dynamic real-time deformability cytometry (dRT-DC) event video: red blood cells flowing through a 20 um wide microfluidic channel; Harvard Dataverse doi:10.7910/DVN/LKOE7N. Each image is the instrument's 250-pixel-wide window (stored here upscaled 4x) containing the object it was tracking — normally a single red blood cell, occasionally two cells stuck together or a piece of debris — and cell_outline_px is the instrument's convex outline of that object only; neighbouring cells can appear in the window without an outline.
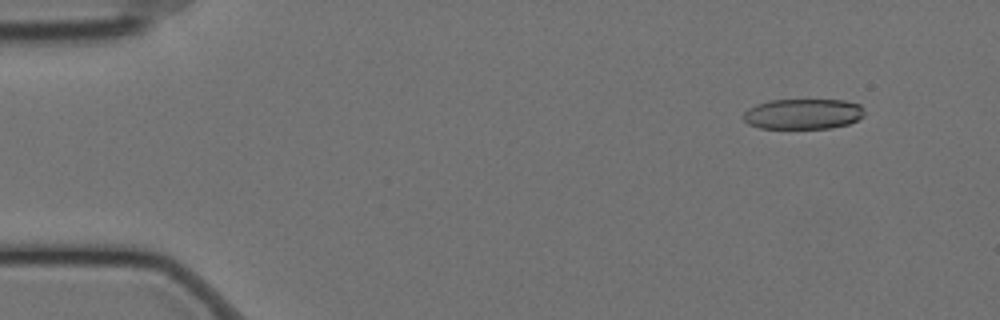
{"species": "Egyptian fruit bat (a non-hibernating species)", "species_latin": "Rousettus aegyptiacus", "temperature_condition": "cold", "stored_images_in_passage": 46, "camera_frame_rate_fps": 3000, "um_per_image_px": 0.085, "animal": {"sex": "female"}, "frame": {"image": 1, "passage_image": 6, "time_ms": 1.667, "image_size_px": [1000, 320], "cell_outline_px": [[864, 116], [848, 124], [832, 128], [760, 128], [748, 124], [744, 120], [744, 112], [748, 108], [756, 104], [768, 100], [844, 100], [860, 104], [864, 112]], "centroid_in_image_um": [68.25, 9.68], "position_along_channel_um": 16.7, "area_um2": 21.5}}
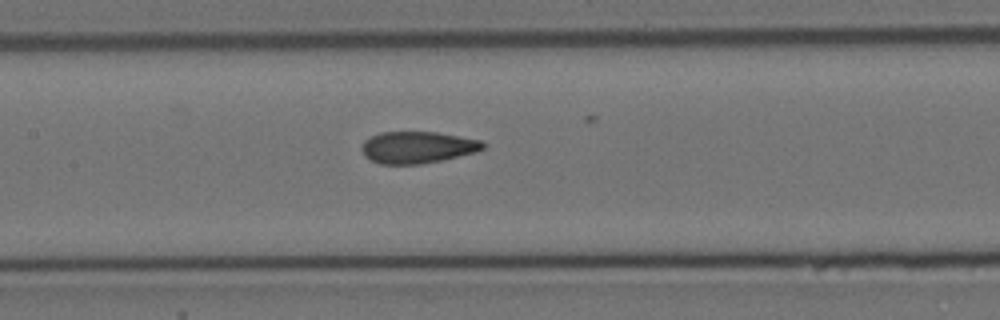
{"frame": {"image": 2, "passage_image": 28, "time_ms": 9.0, "image_size_px": [1000, 320], "cell_outline_px": [[484, 148], [476, 152], [440, 160], [420, 164], [380, 164], [364, 156], [360, 148], [364, 140], [380, 132], [436, 132], [484, 140]], "centroid_in_image_um": [35.47, 12.51], "position_along_channel_um": 171.9, "area_um2": 22.48}}
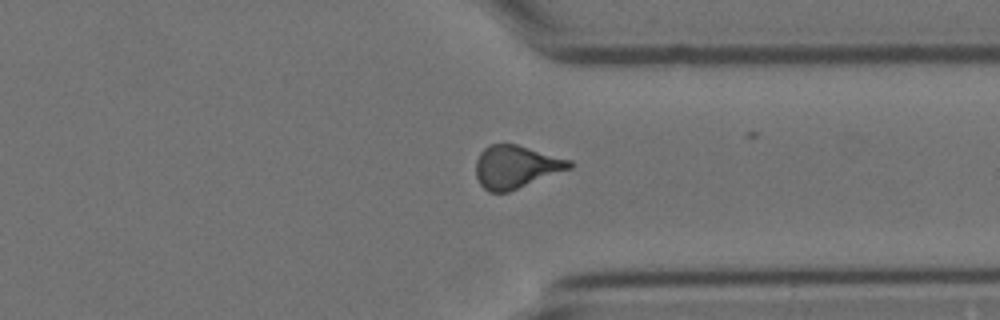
{"frame": {"image": 3, "passage_image": 45, "time_ms": 14.667, "image_size_px": [1000, 320], "cell_outline_px": [[572, 168], [508, 192], [488, 192], [480, 184], [476, 176], [476, 160], [480, 152], [488, 144], [516, 144], [572, 160]], "centroid_in_image_um": [43.84, 14.18], "position_along_channel_um": 367.6, "area_um2": 23.35}}